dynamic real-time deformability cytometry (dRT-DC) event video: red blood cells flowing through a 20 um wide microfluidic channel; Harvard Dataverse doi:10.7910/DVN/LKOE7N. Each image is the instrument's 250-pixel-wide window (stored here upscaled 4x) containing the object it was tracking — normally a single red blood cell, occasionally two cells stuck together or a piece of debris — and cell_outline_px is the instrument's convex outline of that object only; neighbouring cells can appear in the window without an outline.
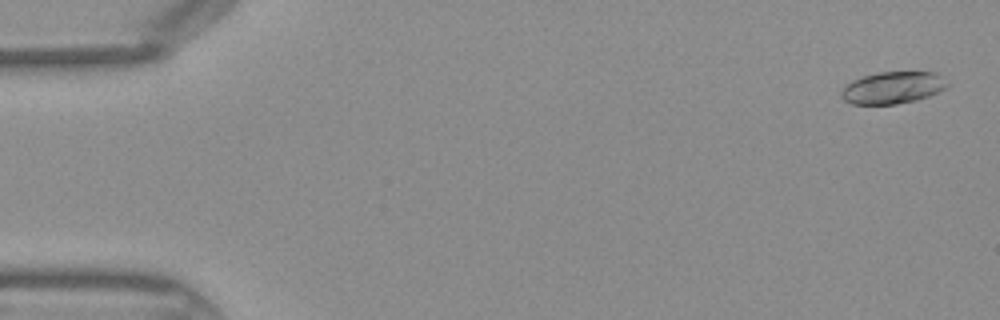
{"species": "Egyptian fruit bat (a non-hibernating species)", "species_latin": "Rousettus aegyptiacus", "temperature_condition": "warm", "stored_images_in_passage": 45, "camera_frame_rate_fps": 3000, "um_per_image_px": 0.085, "frame": {"image": 1, "passage_image": 2, "time_ms": 0.333, "image_size_px": [1000, 320], "cell_outline_px": [[948, 88], [928, 96], [916, 100], [896, 104], [852, 104], [844, 100], [840, 96], [840, 92], [852, 80], [864, 76], [880, 72], [936, 72], [948, 84]], "centroid_in_image_um": [75.88, 7.46], "position_along_channel_um": 9.1, "area_um2": 19.65}}
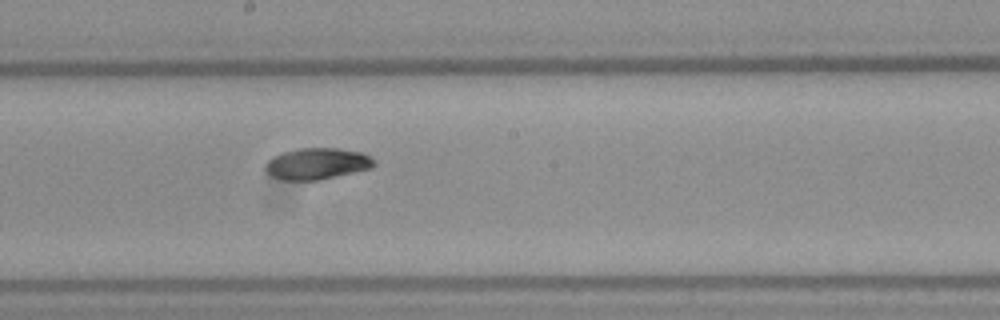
{"frame": {"image": 2, "passage_image": 25, "time_ms": 8.0, "image_size_px": [1000, 320], "cell_outline_px": [[376, 164], [372, 168], [320, 180], [284, 180], [272, 176], [264, 168], [264, 164], [272, 156], [280, 152], [300, 148], [340, 148], [364, 152]], "centroid_in_image_um": [26.93, 13.9], "position_along_channel_um": 221.3, "area_um2": 20.06}}
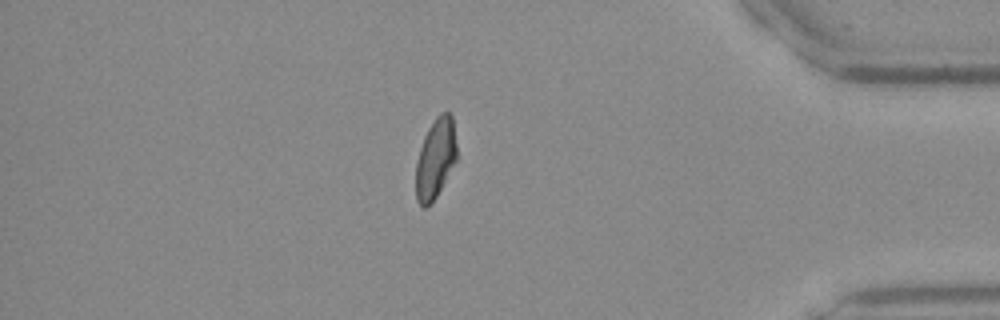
{"frame": {"image": 3, "passage_image": 39, "time_ms": 12.667, "image_size_px": [1000, 320], "cell_outline_px": [[456, 160], [436, 196], [424, 208], [416, 200], [416, 160], [424, 136], [428, 128], [436, 116], [440, 112], [448, 112], [452, 116], [456, 144]], "centroid_in_image_um": [37.0, 13.44], "position_along_channel_um": 398.2, "area_um2": 18.79}}